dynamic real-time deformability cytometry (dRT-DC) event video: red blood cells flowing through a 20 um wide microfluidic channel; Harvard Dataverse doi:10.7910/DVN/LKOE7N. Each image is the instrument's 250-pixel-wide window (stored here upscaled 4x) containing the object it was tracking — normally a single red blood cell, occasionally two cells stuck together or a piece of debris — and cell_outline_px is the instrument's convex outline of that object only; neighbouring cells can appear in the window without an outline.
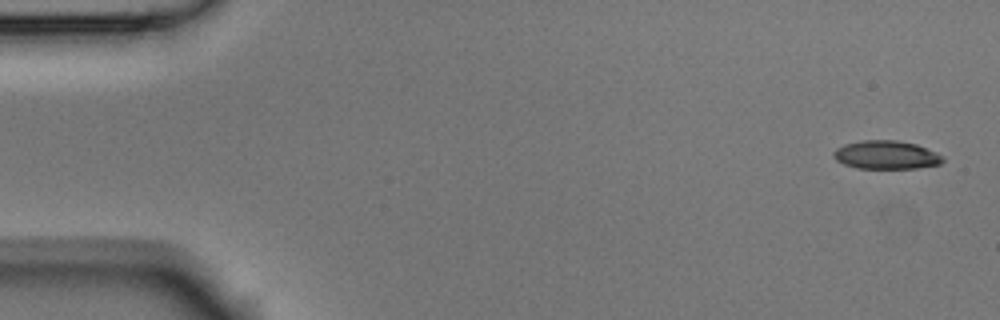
{"species": "Egyptian fruit bat (a non-hibernating species)", "species_latin": "Rousettus aegyptiacus", "temperature_condition": "room temperature", "stored_images_in_passage": 4, "camera_frame_rate_fps": 3000, "um_per_image_px": 0.085, "animal": {"sex": "male"}, "frame": {"image": 1, "passage_image": 1, "time_ms": 0.0, "image_size_px": [1000, 320], "cell_outline_px": [[944, 160], [940, 164], [916, 168], [856, 168], [844, 164], [836, 160], [832, 156], [832, 152], [836, 148], [844, 144], [860, 140], [896, 140], [916, 144], [936, 152], [944, 156]], "centroid_in_image_um": [75.3, 13.16], "position_along_channel_um": 9.7, "area_um2": 18.21}}
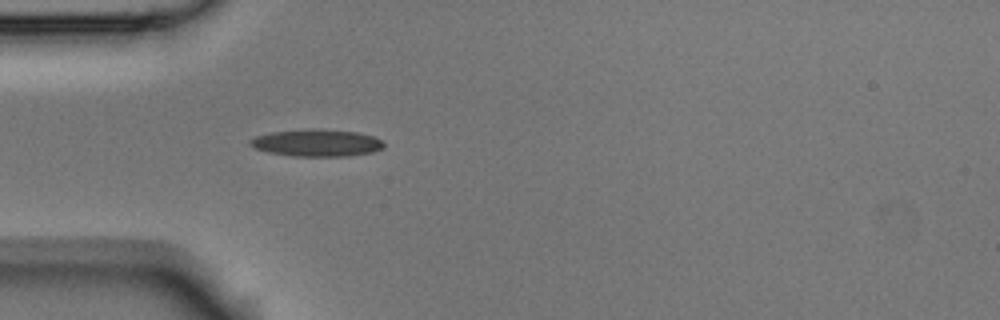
{"frame": {"image": 2, "passage_image": 4, "time_ms": 1.0, "image_size_px": [1000, 320], "cell_outline_px": [[384, 148], [372, 152], [348, 156], [296, 156], [268, 152], [256, 148], [248, 144], [248, 140], [256, 136], [272, 132], [308, 128], [316, 128], [356, 132], [372, 136], [380, 140], [384, 144]], "centroid_in_image_um": [26.91, 12.14], "position_along_channel_um": 58.1, "area_um2": 21.1}}